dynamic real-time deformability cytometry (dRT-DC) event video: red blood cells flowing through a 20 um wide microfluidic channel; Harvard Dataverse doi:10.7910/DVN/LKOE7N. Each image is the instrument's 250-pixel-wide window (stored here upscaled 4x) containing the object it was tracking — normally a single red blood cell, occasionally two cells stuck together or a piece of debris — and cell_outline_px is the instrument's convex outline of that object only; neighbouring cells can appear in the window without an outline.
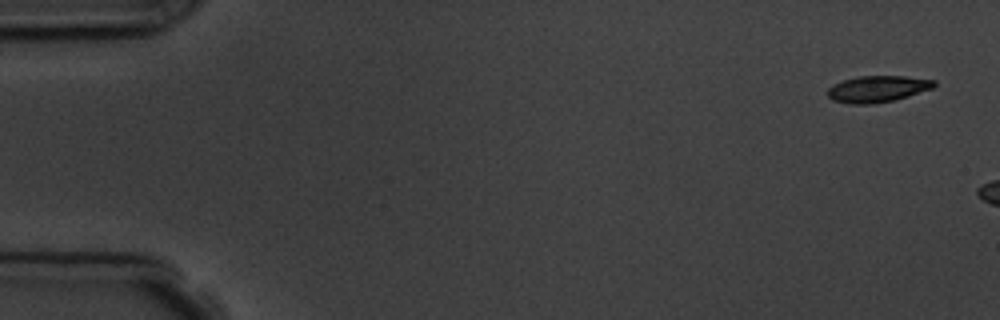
{"species": "common noctule bat (a hibernating species)", "species_latin": "Nyctalus noctula", "temperature_condition": "room temperature", "stored_images_in_passage": 3, "camera_frame_rate_fps": 3000, "um_per_image_px": 0.085, "animal": {"sex": "male", "body_mass_g": 19.5, "forearm_length_mm": 54.6}, "frame": {"image": 1, "passage_image": 1, "time_ms": 0.0, "image_size_px": [1000, 320], "cell_outline_px": [[936, 84], [932, 88], [908, 96], [892, 100], [872, 104], [848, 104], [832, 100], [828, 96], [828, 88], [832, 84], [844, 80], [860, 76], [904, 76], [936, 80]], "centroid_in_image_um": [74.57, 7.56], "position_along_channel_um": 10.4, "area_um2": 16.36}}